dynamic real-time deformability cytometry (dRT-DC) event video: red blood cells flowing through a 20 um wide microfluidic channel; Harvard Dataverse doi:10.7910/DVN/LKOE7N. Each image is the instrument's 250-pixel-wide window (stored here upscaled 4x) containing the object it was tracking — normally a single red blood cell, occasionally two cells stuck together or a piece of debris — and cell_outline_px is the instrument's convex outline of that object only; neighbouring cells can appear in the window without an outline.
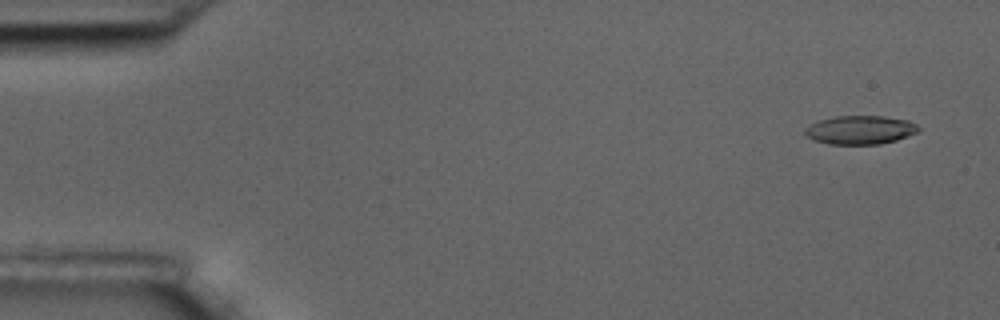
{"species": "common noctule bat (a hibernating species)", "species_latin": "Nyctalus noctula", "temperature_condition": "room temperature", "stored_images_in_passage": 5, "camera_frame_rate_fps": 3000, "um_per_image_px": 0.085, "animal": {"sex": "male", "body_mass_g": 17.5, "forearm_length_mm": 52.3}, "frame": {"image": 1, "passage_image": 1, "time_ms": 0.0, "image_size_px": [1000, 320], "cell_outline_px": [[920, 128], [916, 132], [896, 140], [880, 144], [828, 144], [816, 140], [808, 136], [804, 132], [804, 128], [808, 124], [820, 120], [836, 116], [884, 116], [908, 120], [916, 124]], "centroid_in_image_um": [73.1, 11.03], "position_along_channel_um": 11.9, "area_um2": 18.84}}
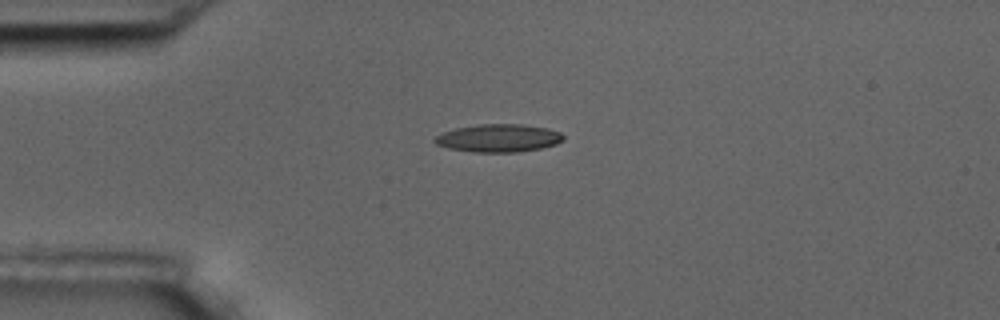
{"frame": {"image": 2, "passage_image": 4, "time_ms": 3.667, "image_size_px": [1000, 320], "cell_outline_px": [[564, 140], [556, 144], [540, 148], [516, 152], [472, 152], [448, 148], [436, 144], [432, 140], [436, 136], [444, 132], [456, 128], [480, 124], [524, 124], [548, 128], [560, 132], [564, 136]], "centroid_in_image_um": [42.39, 11.73], "position_along_channel_um": 42.6, "area_um2": 20.92}}